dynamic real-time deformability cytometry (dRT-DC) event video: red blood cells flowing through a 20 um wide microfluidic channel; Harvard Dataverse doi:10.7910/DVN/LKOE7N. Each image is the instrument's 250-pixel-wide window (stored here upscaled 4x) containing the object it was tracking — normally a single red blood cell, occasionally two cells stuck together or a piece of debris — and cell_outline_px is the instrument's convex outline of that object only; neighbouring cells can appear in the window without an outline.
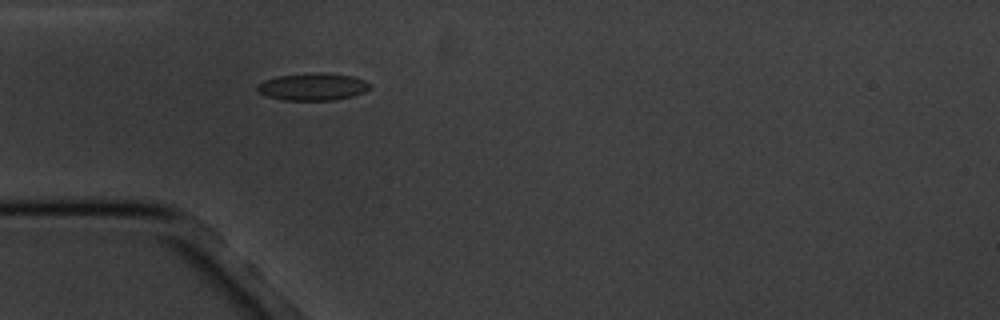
{"species": "common noctule bat (a hibernating species)", "species_latin": "Nyctalus noctula", "temperature_condition": "cold", "stored_images_in_passage": 5, "camera_frame_rate_fps": 3000, "um_per_image_px": 0.085, "animal": {"sex": "male", "body_mass_g": 20.1, "forearm_length_mm": 53.5}, "frame": {"image": 1, "passage_image": 5, "time_ms": 4.667, "image_size_px": [1000, 320], "cell_outline_px": [[372, 84], [364, 92], [352, 96], [336, 100], [280, 100], [268, 96], [260, 92], [256, 88], [256, 84], [264, 80], [276, 76], [316, 72], [324, 72], [352, 76], [364, 80]], "centroid_in_image_um": [26.57, 7.36], "position_along_channel_um": 58.4, "area_um2": 18.03}}